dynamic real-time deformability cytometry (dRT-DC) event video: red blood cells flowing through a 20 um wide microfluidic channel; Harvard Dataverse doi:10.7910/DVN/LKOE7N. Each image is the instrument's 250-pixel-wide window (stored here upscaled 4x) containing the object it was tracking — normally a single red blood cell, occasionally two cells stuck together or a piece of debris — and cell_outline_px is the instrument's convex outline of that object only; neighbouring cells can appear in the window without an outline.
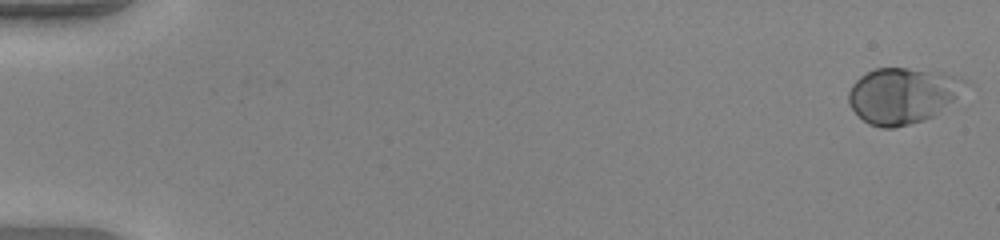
{"species": "human", "species_latin": "Homo sapiens", "temperature_condition": "warm", "stored_images_in_passage": 51, "camera_frame_rate_fps": 3000, "um_per_image_px": 0.085, "donor": {"sex": "female"}, "frame": {"image": 1, "passage_image": 1, "time_ms": 0.0, "image_size_px": [1000, 240], "cell_outline_px": [[976, 84], [932, 116], [924, 120], [892, 128], [880, 128], [868, 124], [848, 104], [848, 92], [852, 84], [860, 76], [876, 68], [908, 68], [940, 72], [960, 76], [972, 80]], "centroid_in_image_um": [76.82, 8.09], "position_along_channel_um": 8.2, "area_um2": 38.55}}
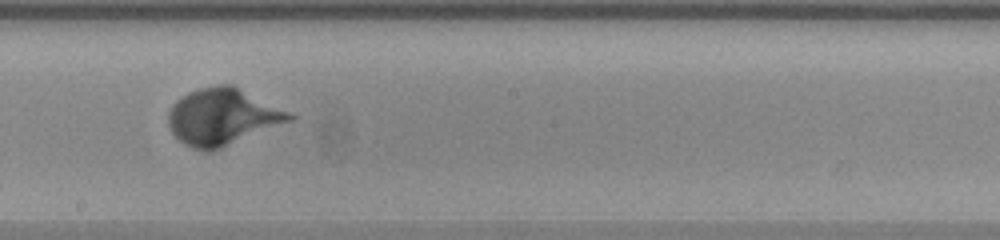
{"frame": {"image": 2, "passage_image": 30, "time_ms": 9.667, "image_size_px": [1000, 240], "cell_outline_px": [[296, 116], [292, 120], [220, 148], [208, 152], [192, 148], [184, 144], [172, 132], [168, 124], [168, 112], [172, 104], [176, 100], [188, 92], [200, 88], [216, 84], [232, 84], [292, 112]], "centroid_in_image_um": [18.91, 9.91], "position_along_channel_um": 229.3, "area_um2": 39.94}}
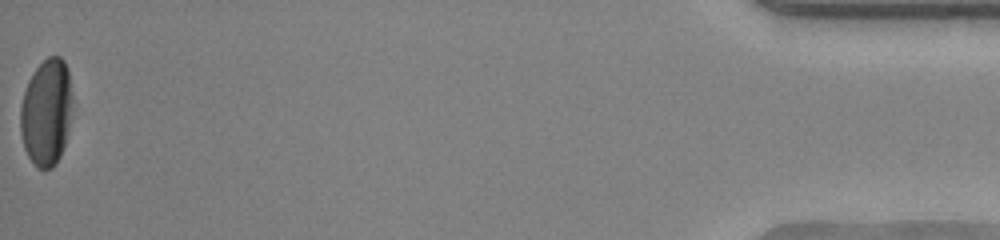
{"frame": {"image": 3, "passage_image": 51, "time_ms": 16.667, "image_size_px": [1000, 240], "cell_outline_px": [[72, 108], [64, 144], [60, 156], [56, 164], [52, 168], [36, 168], [32, 164], [24, 148], [20, 132], [20, 104], [28, 80], [32, 72], [48, 56], [60, 56], [64, 60], [68, 68], [72, 96]], "centroid_in_image_um": [3.93, 9.53], "position_along_channel_um": 431.3, "area_um2": 32.66}}